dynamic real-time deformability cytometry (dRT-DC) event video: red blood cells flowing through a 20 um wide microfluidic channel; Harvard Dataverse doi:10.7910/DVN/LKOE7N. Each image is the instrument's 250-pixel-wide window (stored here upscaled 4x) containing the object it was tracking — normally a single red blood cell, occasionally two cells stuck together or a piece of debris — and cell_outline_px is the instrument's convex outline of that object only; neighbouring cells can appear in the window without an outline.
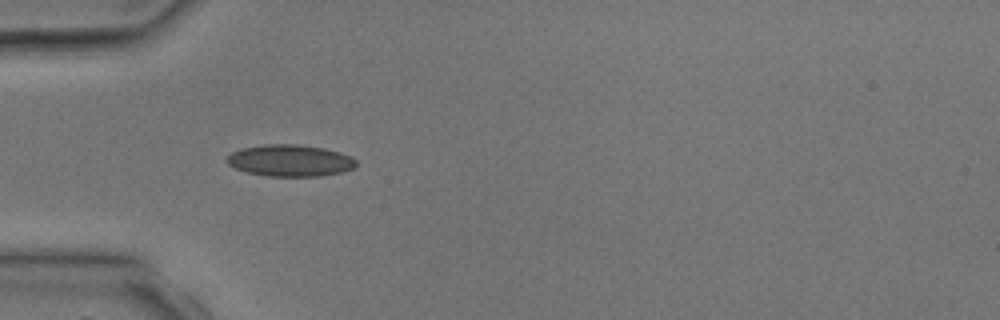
{"species": "common noctule bat (a hibernating species)", "species_latin": "Nyctalus noctula", "temperature_condition": "room temperature", "stored_images_in_passage": 1, "camera_frame_rate_fps": 3000, "um_per_image_px": 0.085, "animal": {"sex": "male", "body_mass_g": 17.9, "forearm_length_mm": 54.2}, "frame": {"image": 1, "passage_image": 1, "time_ms": 0.0, "image_size_px": [1000, 320], "cell_outline_px": [[356, 164], [352, 168], [340, 172], [320, 176], [268, 176], [248, 172], [236, 168], [228, 164], [224, 160], [232, 152], [240, 148], [264, 144], [296, 144], [324, 148], [340, 152], [352, 156], [356, 160]], "centroid_in_image_um": [24.64, 13.63], "position_along_channel_um": 60.4, "area_um2": 23.87}}